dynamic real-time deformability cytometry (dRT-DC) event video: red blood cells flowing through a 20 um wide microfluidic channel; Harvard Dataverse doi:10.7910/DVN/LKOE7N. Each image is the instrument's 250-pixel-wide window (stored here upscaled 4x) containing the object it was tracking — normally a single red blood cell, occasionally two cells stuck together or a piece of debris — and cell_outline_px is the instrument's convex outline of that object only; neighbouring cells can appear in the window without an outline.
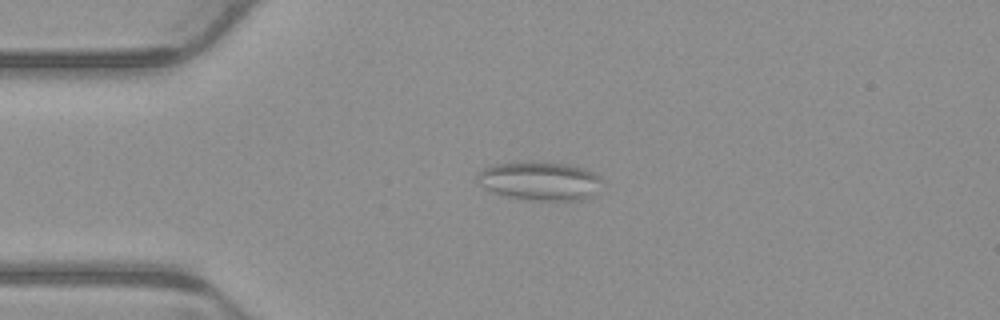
{"species": "common noctule bat (a hibernating species)", "species_latin": "Nyctalus noctula", "temperature_condition": "warm", "stored_images_in_passage": 3, "camera_frame_rate_fps": 3000, "um_per_image_px": 0.085, "animal": {"sex": "male", "body_mass_g": 23.1, "forearm_length_mm": 52.7}, "frame": {"image": 1, "passage_image": 3, "time_ms": 0.667, "image_size_px": [1000, 320], "cell_outline_px": [[604, 180], [592, 196], [584, 200], [528, 200], [508, 196], [496, 192], [480, 184], [476, 180], [476, 176], [484, 168], [496, 164], [528, 160], [572, 164], [584, 168], [600, 176]], "centroid_in_image_um": [45.94, 15.35], "position_along_channel_um": 39.1, "area_um2": 28.38}}